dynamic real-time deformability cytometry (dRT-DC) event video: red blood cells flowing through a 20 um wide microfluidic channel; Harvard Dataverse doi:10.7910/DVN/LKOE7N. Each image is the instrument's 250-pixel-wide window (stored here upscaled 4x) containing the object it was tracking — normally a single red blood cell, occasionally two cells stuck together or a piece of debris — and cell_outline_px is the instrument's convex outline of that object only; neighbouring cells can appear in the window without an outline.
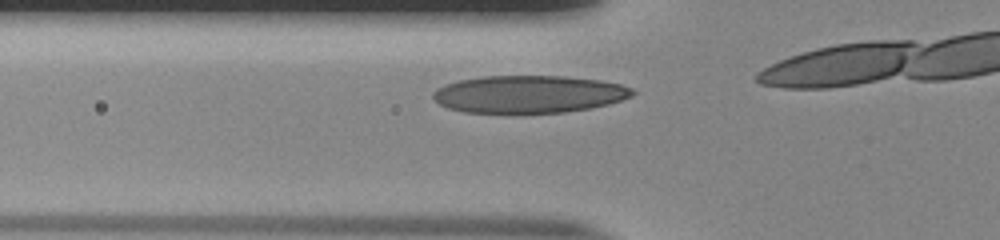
{"species": "human", "species_latin": "Homo sapiens", "temperature_condition": "room temperature", "stored_images_in_passage": 9, "camera_frame_rate_fps": 3000, "um_per_image_px": 0.085, "donor": {"sex": "male"}, "frame": {"image": 1, "passage_image": 4, "time_ms": 1.0, "image_size_px": [1000, 240], "cell_outline_px": [[636, 92], [632, 96], [608, 104], [592, 108], [564, 112], [520, 116], [516, 116], [464, 112], [448, 108], [440, 104], [432, 96], [432, 92], [436, 88], [444, 84], [460, 80], [484, 76], [564, 76], [600, 80], [620, 84], [632, 88]], "centroid_in_image_um": [44.92, 8.05], "position_along_channel_um": 80.9, "area_um2": 44.91}}
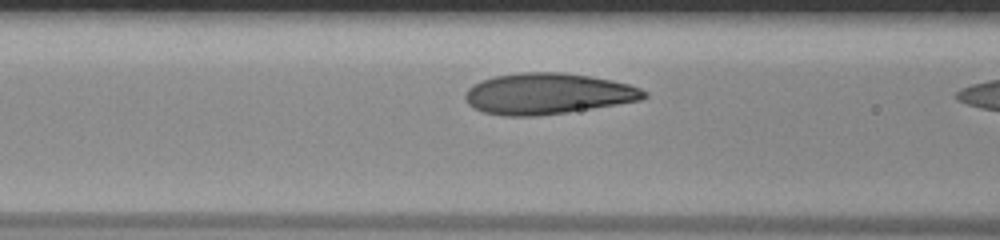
{"frame": {"image": 2, "passage_image": 7, "time_ms": 2.0, "image_size_px": [1000, 240], "cell_outline_px": [[648, 96], [640, 100], [568, 112], [540, 116], [504, 116], [484, 112], [472, 108], [468, 104], [464, 96], [468, 88], [480, 80], [496, 76], [520, 72], [564, 72], [612, 80], [628, 84], [640, 88], [648, 92]], "centroid_in_image_um": [46.53, 7.96], "position_along_channel_um": 120.1, "area_um2": 42.83}}